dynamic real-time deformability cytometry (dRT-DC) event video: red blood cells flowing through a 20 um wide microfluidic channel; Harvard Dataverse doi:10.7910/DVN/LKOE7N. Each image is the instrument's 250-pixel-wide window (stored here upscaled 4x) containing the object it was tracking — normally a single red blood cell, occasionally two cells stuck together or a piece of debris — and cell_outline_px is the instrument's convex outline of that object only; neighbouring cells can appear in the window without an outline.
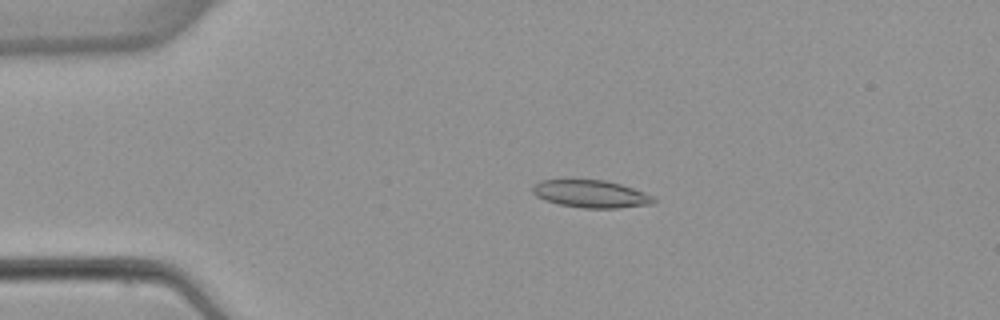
{"species": "common noctule bat (a hibernating species)", "species_latin": "Nyctalus noctula", "temperature_condition": "warm", "stored_images_in_passage": 5, "camera_frame_rate_fps": 3000, "um_per_image_px": 0.085, "animal": {"sex": "female", "body_mass_g": 22.7, "forearm_length_mm": 54.2}, "frame": {"image": 1, "passage_image": 4, "time_ms": 3.667, "image_size_px": [1000, 320], "cell_outline_px": [[656, 200], [652, 204], [620, 208], [580, 208], [560, 204], [544, 200], [536, 196], [532, 192], [532, 184], [540, 180], [604, 180], [620, 184], [644, 192], [652, 196]], "centroid_in_image_um": [50.19, 16.49], "position_along_channel_um": 34.8, "area_um2": 19.42}}